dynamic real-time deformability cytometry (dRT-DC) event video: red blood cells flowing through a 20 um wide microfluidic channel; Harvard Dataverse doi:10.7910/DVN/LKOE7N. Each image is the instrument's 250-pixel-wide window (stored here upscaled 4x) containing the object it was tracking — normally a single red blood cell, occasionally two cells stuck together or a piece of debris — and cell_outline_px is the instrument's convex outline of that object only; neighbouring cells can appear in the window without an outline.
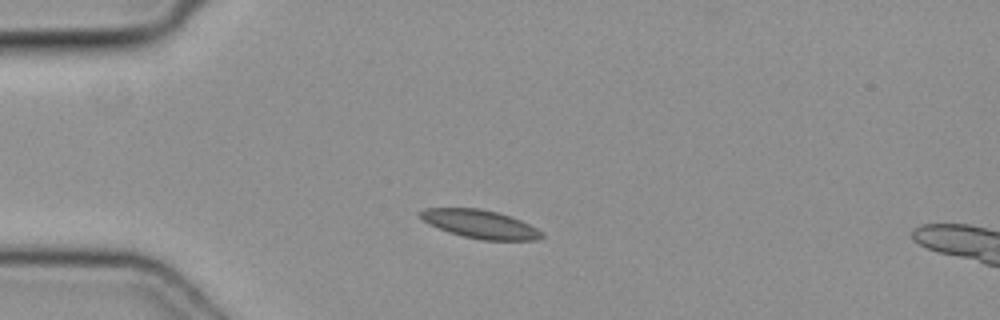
{"species": "common noctule bat (a hibernating species)", "species_latin": "Nyctalus noctula", "temperature_condition": "cold", "stored_images_in_passage": 44, "camera_frame_rate_fps": 3000, "um_per_image_px": 0.085, "animal": {"sex": "female", "body_mass_g": 19.3, "forearm_length_mm": 54.1}, "frame": {"image": 1, "passage_image": 7, "time_ms": 2.0, "image_size_px": [1000, 320], "cell_outline_px": [[544, 236], [536, 240], [480, 240], [448, 232], [428, 224], [416, 212], [424, 208], [480, 208], [496, 212], [520, 220], [544, 232]], "centroid_in_image_um": [40.78, 19.05], "position_along_channel_um": 44.2, "area_um2": 20.06}}
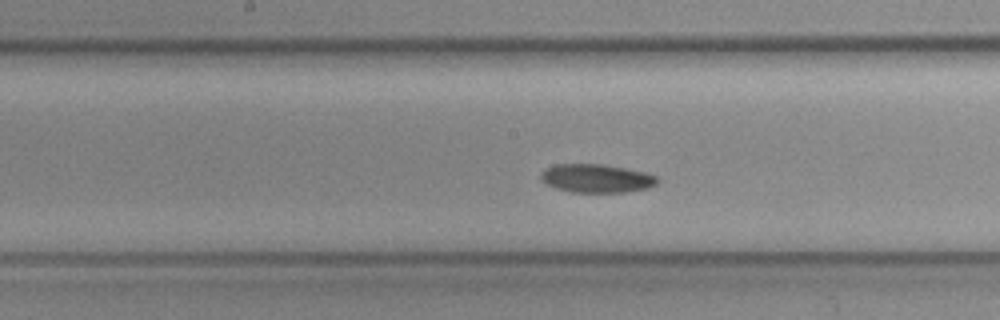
{"frame": {"image": 2, "passage_image": 20, "time_ms": 6.333, "image_size_px": [1000, 320], "cell_outline_px": [[660, 180], [656, 184], [648, 188], [624, 192], [572, 192], [556, 188], [540, 180], [540, 172], [544, 168], [556, 164], [600, 164], [624, 168], [644, 172], [656, 176]], "centroid_in_image_um": [50.67, 15.16], "position_along_channel_um": 197.5, "area_um2": 19.31}}
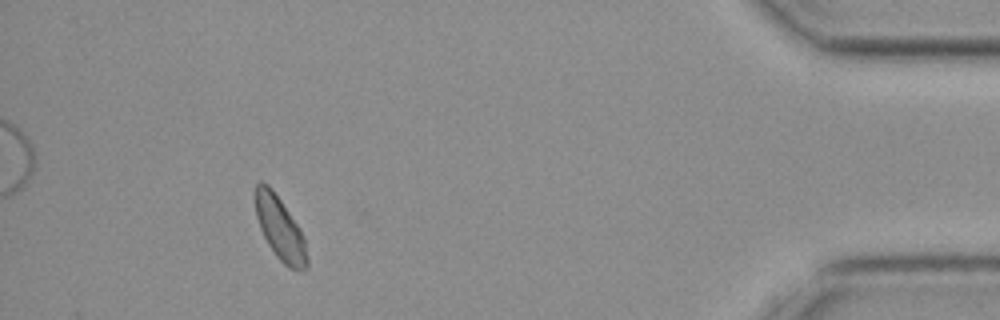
{"frame": {"image": 3, "passage_image": 40, "time_ms": 13.0, "image_size_px": [1000, 320], "cell_outline_px": [[308, 264], [304, 268], [288, 268], [276, 256], [268, 244], [260, 228], [256, 216], [252, 196], [252, 192], [256, 184], [260, 180], [268, 184], [272, 188], [300, 228], [304, 240], [308, 260]], "centroid_in_image_um": [23.73, 19.32], "position_along_channel_um": 411.5, "area_um2": 19.19}}